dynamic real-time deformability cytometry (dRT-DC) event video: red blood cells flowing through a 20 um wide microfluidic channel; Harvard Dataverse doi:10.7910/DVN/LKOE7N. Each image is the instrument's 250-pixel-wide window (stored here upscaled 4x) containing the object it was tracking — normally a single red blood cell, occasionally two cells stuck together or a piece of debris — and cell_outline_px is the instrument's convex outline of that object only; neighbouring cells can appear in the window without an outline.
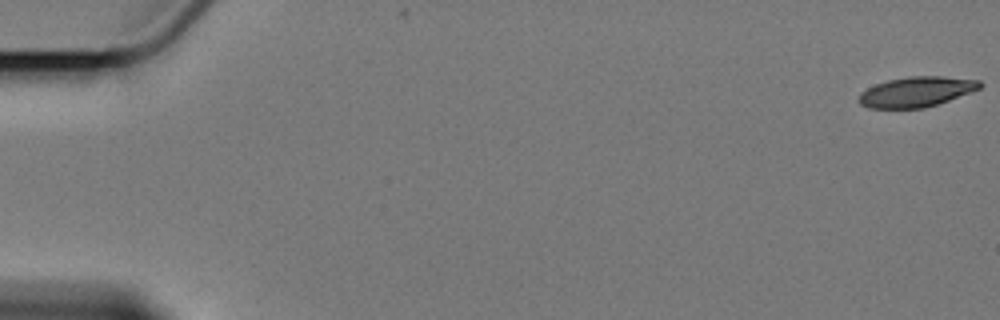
{"species": "Egyptian fruit bat (a non-hibernating species)", "species_latin": "Rousettus aegyptiacus", "temperature_condition": "cold", "stored_images_in_passage": 4, "camera_frame_rate_fps": 3000, "um_per_image_px": 0.085, "animal": {"sex": "female"}, "frame": {"image": 1, "passage_image": 1, "time_ms": 0.0, "image_size_px": [1000, 320], "cell_outline_px": [[984, 84], [980, 88], [972, 92], [924, 108], [868, 108], [860, 104], [856, 100], [860, 92], [876, 84], [888, 80], [908, 76], [940, 76], [980, 80]], "centroid_in_image_um": [77.88, 7.8], "position_along_channel_um": 7.1, "area_um2": 21.33}}